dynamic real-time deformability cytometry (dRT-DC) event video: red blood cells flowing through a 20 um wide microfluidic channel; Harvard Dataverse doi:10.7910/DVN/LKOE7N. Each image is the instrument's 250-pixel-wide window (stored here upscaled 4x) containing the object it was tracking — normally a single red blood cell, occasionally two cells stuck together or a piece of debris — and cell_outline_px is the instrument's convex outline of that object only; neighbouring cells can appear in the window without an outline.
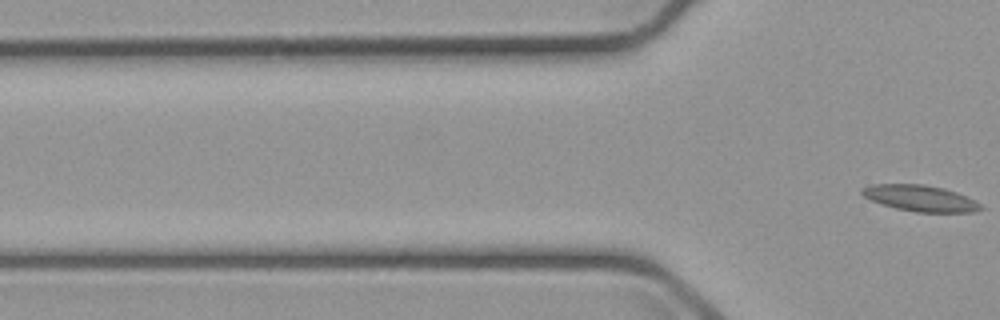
{"species": "common noctule bat (a hibernating species)", "species_latin": "Nyctalus noctula", "temperature_condition": "cold", "stored_images_in_passage": 2, "camera_frame_rate_fps": 3000, "um_per_image_px": 0.085, "animal": {"sex": "male", "body_mass_g": 23.1, "forearm_length_mm": 52.7}, "frame": {"image": 1, "passage_image": 2, "time_ms": 0.333, "image_size_px": [1000, 320], "cell_outline_px": [[984, 208], [972, 212], [916, 212], [896, 208], [880, 204], [864, 196], [860, 192], [860, 188], [872, 184], [924, 184], [944, 188], [956, 192], [980, 204]], "centroid_in_image_um": [78.17, 16.84], "position_along_channel_um": 47.6, "area_um2": 17.98}}